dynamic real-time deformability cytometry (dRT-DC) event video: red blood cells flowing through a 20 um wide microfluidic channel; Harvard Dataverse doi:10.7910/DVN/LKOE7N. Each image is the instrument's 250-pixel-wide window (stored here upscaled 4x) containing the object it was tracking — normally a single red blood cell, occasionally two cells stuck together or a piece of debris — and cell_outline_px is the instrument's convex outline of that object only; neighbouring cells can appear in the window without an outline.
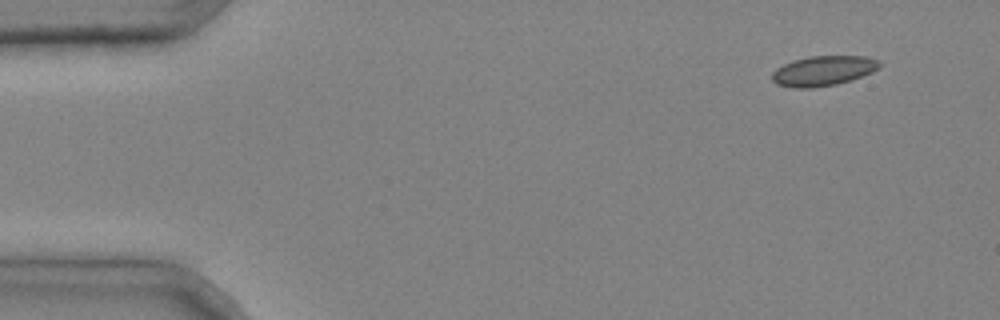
{"species": "common noctule bat (a hibernating species)", "species_latin": "Nyctalus noctula", "temperature_condition": "cold", "stored_images_in_passage": 2, "camera_frame_rate_fps": 3000, "um_per_image_px": 0.085, "animal": {"sex": "male", "body_mass_g": 20.4}, "frame": {"image": 1, "passage_image": 1, "time_ms": 0.0, "image_size_px": [1000, 320], "cell_outline_px": [[880, 64], [872, 72], [836, 84], [812, 88], [796, 88], [776, 84], [772, 80], [772, 72], [776, 68], [792, 60], [808, 56], [864, 56], [880, 60]], "centroid_in_image_um": [69.92, 6.01], "position_along_channel_um": 15.1, "area_um2": 18.61}}